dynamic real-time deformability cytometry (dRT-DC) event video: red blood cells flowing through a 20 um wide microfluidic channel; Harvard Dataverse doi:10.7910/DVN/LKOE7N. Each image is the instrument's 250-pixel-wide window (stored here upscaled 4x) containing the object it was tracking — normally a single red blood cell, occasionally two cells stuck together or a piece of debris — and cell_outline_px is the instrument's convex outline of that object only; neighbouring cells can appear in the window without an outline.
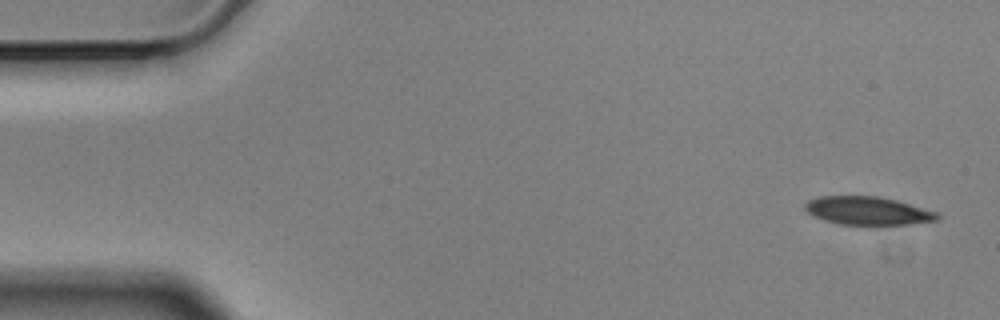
{"species": "Egyptian fruit bat (a non-hibernating species)", "species_latin": "Rousettus aegyptiacus", "temperature_condition": "cold", "stored_images_in_passage": 5, "camera_frame_rate_fps": 3000, "um_per_image_px": 0.085, "animal": {"sex": "male"}, "frame": {"image": 1, "passage_image": 1, "time_ms": 0.0, "image_size_px": [1000, 320], "cell_outline_px": [[940, 216], [936, 220], [908, 224], [840, 224], [824, 220], [808, 212], [804, 208], [804, 204], [808, 200], [820, 196], [880, 196], [896, 200], [936, 212]], "centroid_in_image_um": [73.72, 17.9], "position_along_channel_um": 11.3, "area_um2": 21.39}}
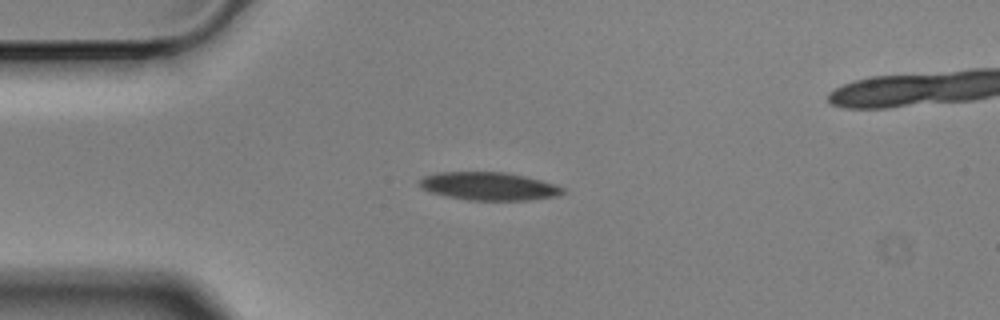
{"frame": {"image": 2, "passage_image": 4, "time_ms": 1.0, "image_size_px": [1000, 320], "cell_outline_px": [[568, 192], [556, 196], [528, 200], [468, 200], [448, 196], [432, 192], [420, 188], [420, 180], [424, 176], [436, 172], [504, 172], [524, 176], [540, 180], [564, 188]], "centroid_in_image_um": [41.55, 15.83], "position_along_channel_um": 43.4, "area_um2": 23.24}}